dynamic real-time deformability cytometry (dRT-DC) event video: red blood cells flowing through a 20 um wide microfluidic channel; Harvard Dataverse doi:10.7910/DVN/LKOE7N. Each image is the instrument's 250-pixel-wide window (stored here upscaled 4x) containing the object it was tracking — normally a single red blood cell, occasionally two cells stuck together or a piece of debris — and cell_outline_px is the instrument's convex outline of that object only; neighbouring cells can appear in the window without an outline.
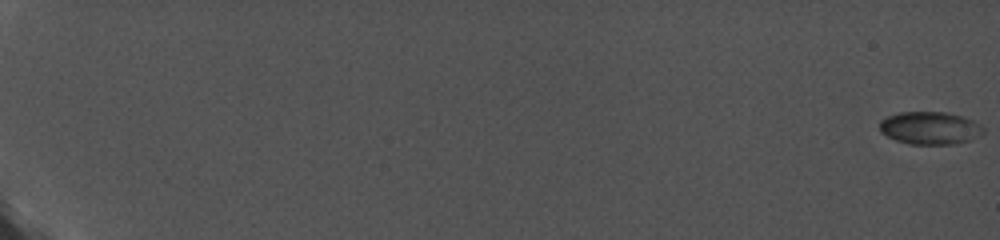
{"species": "common noctule bat (a hibernating species)", "species_latin": "Nyctalus noctula", "temperature_condition": "cold", "stored_images_in_passage": 92, "camera_frame_rate_fps": 5000, "um_per_image_px": 0.085, "animal": {"sex": "female", "body_mass_g": 19.0, "forearm_length_mm": 56.7}, "frame": {"image": 1, "passage_image": 1, "time_ms": 0.0, "image_size_px": [1000, 240], "cell_outline_px": [[984, 132], [968, 140], [952, 144], [908, 144], [896, 140], [880, 132], [880, 120], [888, 116], [900, 112], [944, 112], [960, 116], [972, 120], [980, 124], [984, 128]], "centroid_in_image_um": [79.02, 10.88], "position_along_channel_um": 6.0, "area_um2": 19.54}}
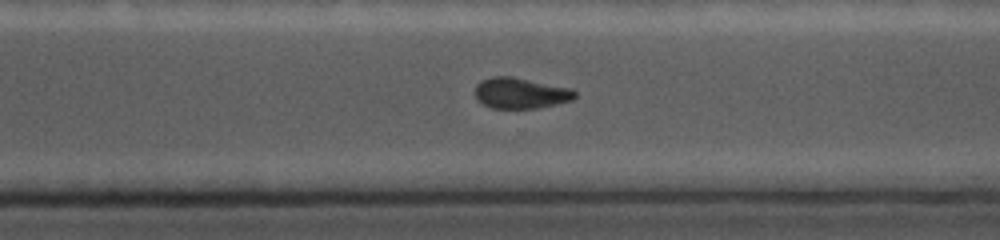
{"frame": {"image": 2, "passage_image": 76, "time_ms": 15.0, "image_size_px": [1000, 240], "cell_outline_px": [[576, 96], [572, 100], [556, 104], [536, 108], [492, 108], [476, 100], [476, 84], [480, 80], [492, 76], [508, 76], [572, 88], [576, 92]], "centroid_in_image_um": [44.24, 7.91], "position_along_channel_um": 326.4, "area_um2": 17.86}}
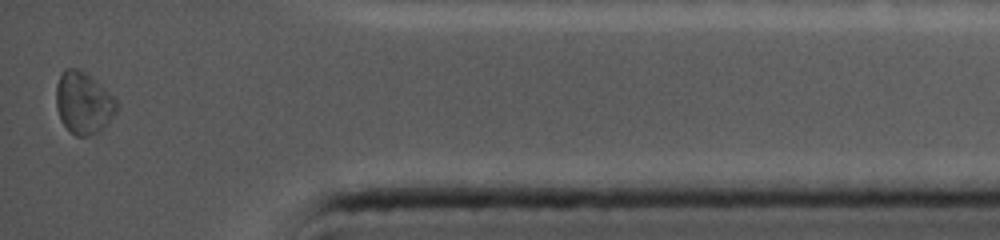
{"frame": {"image": 3, "passage_image": 91, "time_ms": 18.0, "image_size_px": [1000, 240], "cell_outline_px": [[116, 112], [100, 132], [88, 136], [76, 136], [60, 120], [56, 108], [56, 84], [64, 68], [76, 68], [84, 72], [112, 96], [116, 100]], "centroid_in_image_um": [7.05, 8.77], "position_along_channel_um": 428.1, "area_um2": 21.44}, "authors_computed_cell_mechanics": {"area_um2": 18.9873, "velocity_mm_per_s": 3.799, "shape_relaxation_time_tau1_ms": null, "shape_relaxation_time_tau2_ms": 2.5294, "deformation_change_tau1": null, "deformation_change_tau2": 0.0348}}